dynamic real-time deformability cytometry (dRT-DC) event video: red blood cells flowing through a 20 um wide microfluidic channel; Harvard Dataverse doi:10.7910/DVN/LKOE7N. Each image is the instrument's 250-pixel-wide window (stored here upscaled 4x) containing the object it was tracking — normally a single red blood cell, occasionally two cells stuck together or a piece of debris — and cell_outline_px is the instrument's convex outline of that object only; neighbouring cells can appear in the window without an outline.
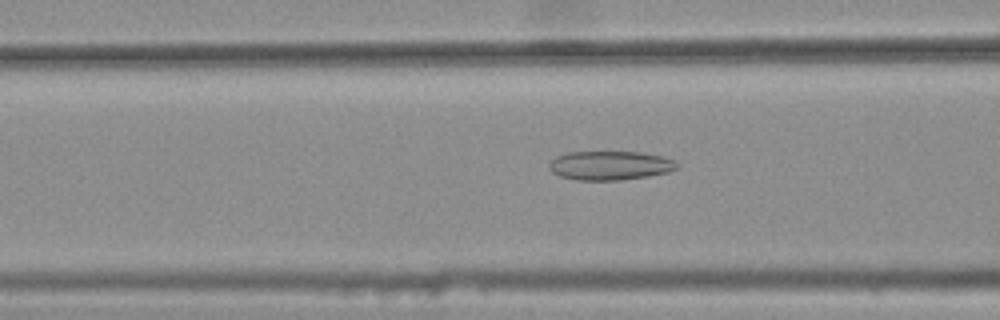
{"species": "common noctule bat (a hibernating species)", "species_latin": "Nyctalus noctula", "temperature_condition": "warm", "stored_images_in_passage": 34, "camera_frame_rate_fps": 3000, "um_per_image_px": 0.085, "animal": {"sex": "female", "body_mass_g": 25.1}, "frame": {"image": 1, "passage_image": 8, "time_ms": 2.333, "image_size_px": [1000, 320], "cell_outline_px": [[680, 168], [668, 172], [648, 176], [620, 180], [576, 180], [560, 176], [552, 172], [548, 168], [548, 164], [556, 156], [568, 152], [640, 152], [664, 156], [680, 164]], "centroid_in_image_um": [51.87, 14.06], "position_along_channel_um": 114.7, "area_um2": 21.79}}
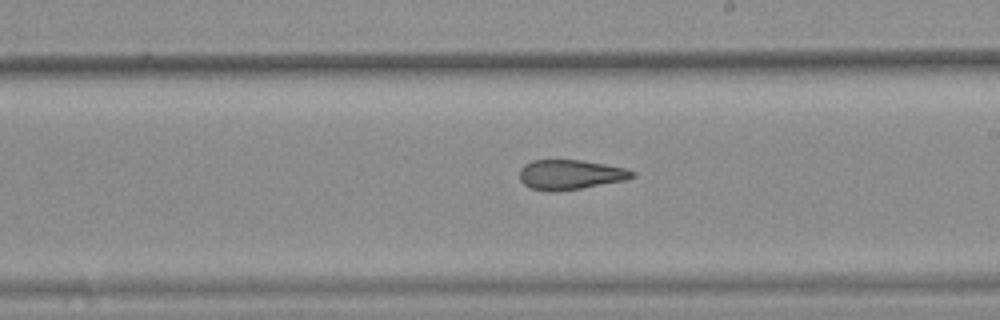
{"frame": {"image": 2, "passage_image": 18, "time_ms": 5.667, "image_size_px": [1000, 320], "cell_outline_px": [[636, 176], [624, 180], [580, 188], [556, 192], [548, 192], [532, 188], [524, 184], [520, 180], [520, 168], [524, 164], [532, 160], [580, 160], [604, 164], [624, 168], [636, 172]], "centroid_in_image_um": [48.45, 14.84], "position_along_channel_um": 240.6, "area_um2": 19.48}}
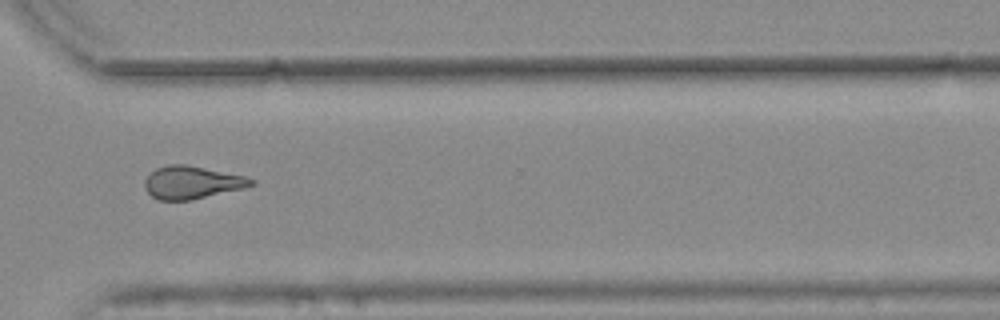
{"frame": {"image": 3, "passage_image": 27, "time_ms": 8.667, "image_size_px": [1000, 320], "cell_outline_px": [[256, 184], [244, 188], [192, 200], [160, 200], [152, 196], [144, 188], [144, 180], [156, 168], [168, 164], [184, 164], [244, 176], [256, 180]], "centroid_in_image_um": [16.31, 15.51], "position_along_channel_um": 354.3, "area_um2": 20.23}, "authors_computed_cell_mechanics": {"area_um2": 20.2878, "velocity_mm_per_s": 3.7779, "shape_relaxation_time_tau1_ms": null, "shape_relaxation_time_tau2_ms": 3.043, "deformation_change_tau1": null, "deformation_change_tau2": 0.1239}}